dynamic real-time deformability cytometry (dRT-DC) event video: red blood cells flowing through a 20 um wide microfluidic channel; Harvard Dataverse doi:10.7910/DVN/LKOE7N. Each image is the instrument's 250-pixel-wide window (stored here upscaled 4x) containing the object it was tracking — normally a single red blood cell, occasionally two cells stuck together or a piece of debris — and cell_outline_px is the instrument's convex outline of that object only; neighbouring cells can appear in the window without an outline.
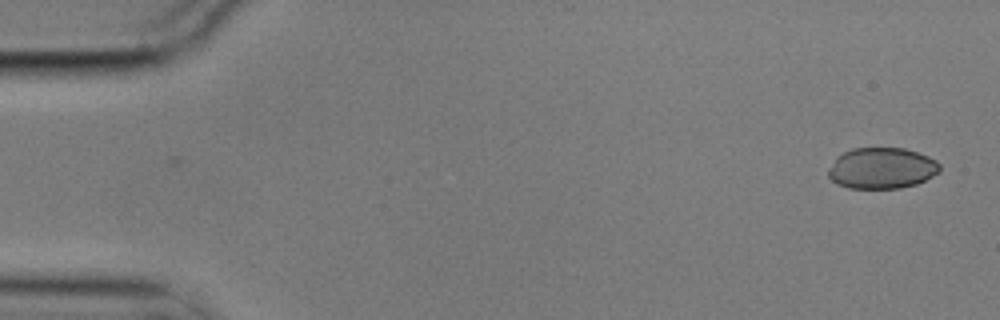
{"species": "common noctule bat (a hibernating species)", "species_latin": "Nyctalus noctula", "temperature_condition": "cold", "stored_images_in_passage": 2, "camera_frame_rate_fps": 3000, "um_per_image_px": 0.085, "animal": {"sex": "male", "body_mass_g": 17.9}, "frame": {"image": 1, "passage_image": 2, "time_ms": 0.333, "image_size_px": [1000, 320], "cell_outline_px": [[940, 172], [916, 184], [900, 188], [848, 188], [836, 184], [828, 176], [828, 168], [836, 156], [852, 148], [904, 148], [928, 156], [936, 160], [940, 164]], "centroid_in_image_um": [74.93, 14.29], "position_along_channel_um": 10.1, "area_um2": 26.82}}